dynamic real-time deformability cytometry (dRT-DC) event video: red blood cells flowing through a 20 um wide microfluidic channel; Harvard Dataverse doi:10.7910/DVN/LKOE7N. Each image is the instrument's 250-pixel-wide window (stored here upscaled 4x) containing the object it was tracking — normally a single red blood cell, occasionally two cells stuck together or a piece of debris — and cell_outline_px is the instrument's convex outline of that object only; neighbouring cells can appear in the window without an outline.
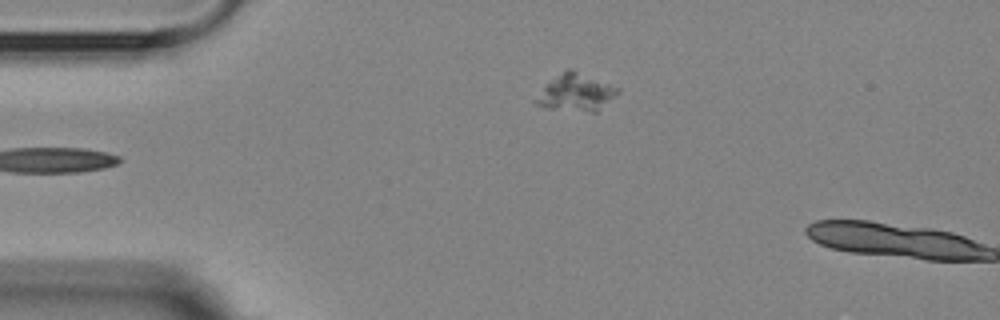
{"species": "Egyptian fruit bat (a non-hibernating species)", "species_latin": "Rousettus aegyptiacus", "temperature_condition": "room temperature", "stored_images_in_passage": 2, "camera_frame_rate_fps": 3000, "um_per_image_px": 0.085, "animal": {"sex": "female"}, "frame": {"image": 1, "passage_image": 1, "time_ms": 0.0, "image_size_px": [1000, 320], "cell_outline_px": [[620, 92], [596, 112], [592, 112], [548, 108], [536, 104], [536, 100], [544, 84], [568, 68], [572, 68], [620, 88]], "centroid_in_image_um": [48.98, 7.84], "position_along_channel_um": 36.0, "area_um2": 17.57}}